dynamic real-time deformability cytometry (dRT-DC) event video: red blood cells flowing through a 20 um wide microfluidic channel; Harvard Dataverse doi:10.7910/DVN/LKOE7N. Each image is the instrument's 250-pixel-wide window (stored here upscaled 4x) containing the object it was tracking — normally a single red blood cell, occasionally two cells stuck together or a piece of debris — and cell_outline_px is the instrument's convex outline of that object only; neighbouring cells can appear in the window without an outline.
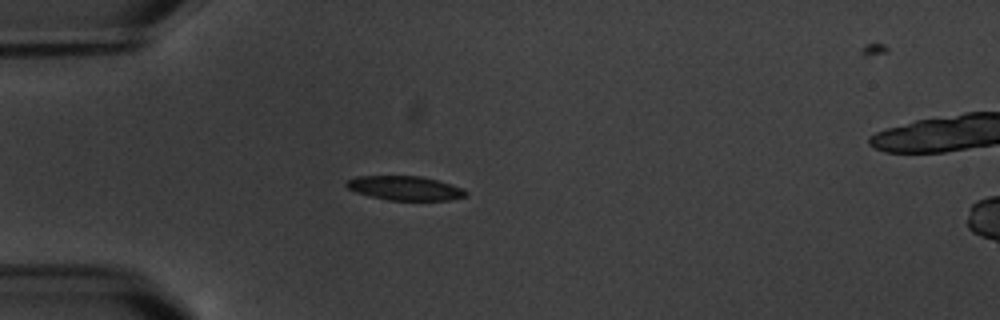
{"species": "common noctule bat (a hibernating species)", "species_latin": "Nyctalus noctula", "temperature_condition": "warm", "stored_images_in_passage": 4, "camera_frame_rate_fps": 3000, "um_per_image_px": 0.085, "animal": {"sex": "male", "body_mass_g": 20.1, "forearm_length_mm": 53.5}, "frame": {"image": 1, "passage_image": 2, "time_ms": 2.0, "image_size_px": [1000, 320], "cell_outline_px": [[468, 196], [448, 200], [388, 200], [356, 192], [348, 188], [344, 184], [348, 180], [356, 176], [420, 176], [436, 180], [464, 188], [468, 192]], "centroid_in_image_um": [34.45, 15.99], "position_along_channel_um": 50.6, "area_um2": 16.76}}